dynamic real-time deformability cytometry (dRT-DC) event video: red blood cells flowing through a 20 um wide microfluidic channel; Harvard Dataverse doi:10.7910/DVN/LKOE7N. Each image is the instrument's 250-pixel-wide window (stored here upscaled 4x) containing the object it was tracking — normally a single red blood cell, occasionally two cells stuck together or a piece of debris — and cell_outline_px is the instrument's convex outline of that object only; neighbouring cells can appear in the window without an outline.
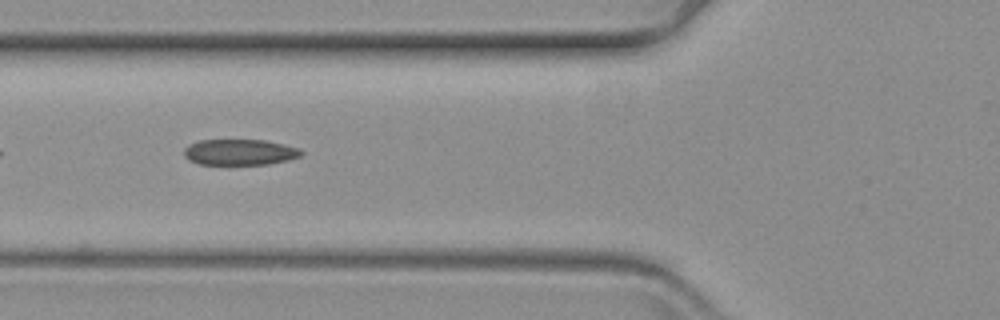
{"species": "common noctule bat (a hibernating species)", "species_latin": "Nyctalus noctula", "temperature_condition": "warm", "stored_images_in_passage": 12, "camera_frame_rate_fps": 3000, "um_per_image_px": 0.085, "animal": {"sex": "female", "body_mass_g": 19.3, "forearm_length_mm": 54.1}, "frame": {"image": 1, "passage_image": 6, "time_ms": 1.667, "image_size_px": [1000, 320], "cell_outline_px": [[304, 152], [300, 156], [288, 160], [268, 164], [228, 168], [200, 164], [188, 160], [184, 156], [184, 148], [188, 144], [200, 140], [264, 140], [284, 144], [300, 148]], "centroid_in_image_um": [20.34, 12.99], "position_along_channel_um": 105.5, "area_um2": 18.73}}